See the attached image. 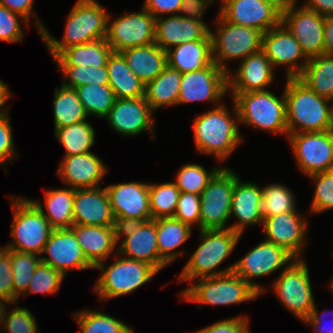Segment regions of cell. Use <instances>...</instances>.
Masks as SVG:
<instances>
[{"mask_svg":"<svg viewBox=\"0 0 333 333\" xmlns=\"http://www.w3.org/2000/svg\"><path fill=\"white\" fill-rule=\"evenodd\" d=\"M109 14L96 0H78L72 8L65 25L63 40H56L37 18V31L53 57L65 49L97 38H106Z\"/></svg>","mask_w":333,"mask_h":333,"instance_id":"1","label":"cell"},{"mask_svg":"<svg viewBox=\"0 0 333 333\" xmlns=\"http://www.w3.org/2000/svg\"><path fill=\"white\" fill-rule=\"evenodd\" d=\"M286 82L288 134L331 130L332 100L319 96L298 77H287Z\"/></svg>","mask_w":333,"mask_h":333,"instance_id":"2","label":"cell"},{"mask_svg":"<svg viewBox=\"0 0 333 333\" xmlns=\"http://www.w3.org/2000/svg\"><path fill=\"white\" fill-rule=\"evenodd\" d=\"M201 244L191 255L178 277V281H193L204 277H214L233 272L235 263L222 271L215 268L233 252L241 237L232 229L200 230ZM215 270V271H214Z\"/></svg>","mask_w":333,"mask_h":333,"instance_id":"3","label":"cell"},{"mask_svg":"<svg viewBox=\"0 0 333 333\" xmlns=\"http://www.w3.org/2000/svg\"><path fill=\"white\" fill-rule=\"evenodd\" d=\"M194 140L201 153L224 161L242 142L237 123L224 104L193 120Z\"/></svg>","mask_w":333,"mask_h":333,"instance_id":"4","label":"cell"},{"mask_svg":"<svg viewBox=\"0 0 333 333\" xmlns=\"http://www.w3.org/2000/svg\"><path fill=\"white\" fill-rule=\"evenodd\" d=\"M232 95L236 122L288 136L285 95L280 99L268 90Z\"/></svg>","mask_w":333,"mask_h":333,"instance_id":"5","label":"cell"},{"mask_svg":"<svg viewBox=\"0 0 333 333\" xmlns=\"http://www.w3.org/2000/svg\"><path fill=\"white\" fill-rule=\"evenodd\" d=\"M11 203L14 214L11 236L14 241L5 248L41 256L53 231L52 226L31 200L20 196L12 199Z\"/></svg>","mask_w":333,"mask_h":333,"instance_id":"6","label":"cell"},{"mask_svg":"<svg viewBox=\"0 0 333 333\" xmlns=\"http://www.w3.org/2000/svg\"><path fill=\"white\" fill-rule=\"evenodd\" d=\"M119 256L116 252L118 258L108 268L104 269V261L94 267L103 272L94 287L101 300L133 293L159 272L147 262Z\"/></svg>","mask_w":333,"mask_h":333,"instance_id":"7","label":"cell"},{"mask_svg":"<svg viewBox=\"0 0 333 333\" xmlns=\"http://www.w3.org/2000/svg\"><path fill=\"white\" fill-rule=\"evenodd\" d=\"M197 281L180 293L184 301L201 305H233L256 299L260 295L234 272Z\"/></svg>","mask_w":333,"mask_h":333,"instance_id":"8","label":"cell"},{"mask_svg":"<svg viewBox=\"0 0 333 333\" xmlns=\"http://www.w3.org/2000/svg\"><path fill=\"white\" fill-rule=\"evenodd\" d=\"M218 23L217 34L210 31L212 39L213 62L224 72L229 73L225 62L241 58L262 50L264 32L255 28L233 24L220 13L215 20ZM224 63V64H223Z\"/></svg>","mask_w":333,"mask_h":333,"instance_id":"9","label":"cell"},{"mask_svg":"<svg viewBox=\"0 0 333 333\" xmlns=\"http://www.w3.org/2000/svg\"><path fill=\"white\" fill-rule=\"evenodd\" d=\"M229 168H221L200 194V230L228 229L235 179Z\"/></svg>","mask_w":333,"mask_h":333,"instance_id":"10","label":"cell"},{"mask_svg":"<svg viewBox=\"0 0 333 333\" xmlns=\"http://www.w3.org/2000/svg\"><path fill=\"white\" fill-rule=\"evenodd\" d=\"M281 303L298 318L308 317L315 302L307 264L303 259H294L273 284Z\"/></svg>","mask_w":333,"mask_h":333,"instance_id":"11","label":"cell"},{"mask_svg":"<svg viewBox=\"0 0 333 333\" xmlns=\"http://www.w3.org/2000/svg\"><path fill=\"white\" fill-rule=\"evenodd\" d=\"M288 139L303 173L333 170V131L288 134Z\"/></svg>","mask_w":333,"mask_h":333,"instance_id":"12","label":"cell"},{"mask_svg":"<svg viewBox=\"0 0 333 333\" xmlns=\"http://www.w3.org/2000/svg\"><path fill=\"white\" fill-rule=\"evenodd\" d=\"M105 188L118 227L152 220L148 183L129 182Z\"/></svg>","mask_w":333,"mask_h":333,"instance_id":"13","label":"cell"},{"mask_svg":"<svg viewBox=\"0 0 333 333\" xmlns=\"http://www.w3.org/2000/svg\"><path fill=\"white\" fill-rule=\"evenodd\" d=\"M156 18L144 8L107 25L106 42L114 52L155 43Z\"/></svg>","mask_w":333,"mask_h":333,"instance_id":"14","label":"cell"},{"mask_svg":"<svg viewBox=\"0 0 333 333\" xmlns=\"http://www.w3.org/2000/svg\"><path fill=\"white\" fill-rule=\"evenodd\" d=\"M294 259L282 247L264 240L235 263L233 272L262 294L264 287L251 279L272 274L283 266L285 269Z\"/></svg>","mask_w":333,"mask_h":333,"instance_id":"15","label":"cell"},{"mask_svg":"<svg viewBox=\"0 0 333 333\" xmlns=\"http://www.w3.org/2000/svg\"><path fill=\"white\" fill-rule=\"evenodd\" d=\"M296 8L293 6L283 13L281 23L295 37L308 59L324 55L325 16L305 6Z\"/></svg>","mask_w":333,"mask_h":333,"instance_id":"16","label":"cell"},{"mask_svg":"<svg viewBox=\"0 0 333 333\" xmlns=\"http://www.w3.org/2000/svg\"><path fill=\"white\" fill-rule=\"evenodd\" d=\"M124 235L118 253L149 263L158 271L168 264L159 256L155 219L118 227V240Z\"/></svg>","mask_w":333,"mask_h":333,"instance_id":"17","label":"cell"},{"mask_svg":"<svg viewBox=\"0 0 333 333\" xmlns=\"http://www.w3.org/2000/svg\"><path fill=\"white\" fill-rule=\"evenodd\" d=\"M227 76L228 73L214 62L201 70L183 73L177 104L194 101L219 103L228 92Z\"/></svg>","mask_w":333,"mask_h":333,"instance_id":"18","label":"cell"},{"mask_svg":"<svg viewBox=\"0 0 333 333\" xmlns=\"http://www.w3.org/2000/svg\"><path fill=\"white\" fill-rule=\"evenodd\" d=\"M227 21L262 32L281 24L282 14L265 0H222L219 12Z\"/></svg>","mask_w":333,"mask_h":333,"instance_id":"19","label":"cell"},{"mask_svg":"<svg viewBox=\"0 0 333 333\" xmlns=\"http://www.w3.org/2000/svg\"><path fill=\"white\" fill-rule=\"evenodd\" d=\"M40 257L41 262L59 270L64 275L68 270L94 269L86 259L72 229H53Z\"/></svg>","mask_w":333,"mask_h":333,"instance_id":"20","label":"cell"},{"mask_svg":"<svg viewBox=\"0 0 333 333\" xmlns=\"http://www.w3.org/2000/svg\"><path fill=\"white\" fill-rule=\"evenodd\" d=\"M262 51L274 67L287 65L286 77H298L306 67L308 58L295 37L281 23L263 34ZM303 63L298 65V60Z\"/></svg>","mask_w":333,"mask_h":333,"instance_id":"21","label":"cell"},{"mask_svg":"<svg viewBox=\"0 0 333 333\" xmlns=\"http://www.w3.org/2000/svg\"><path fill=\"white\" fill-rule=\"evenodd\" d=\"M266 241L282 247L295 259H301L305 243L306 221L297 211L280 213L263 219Z\"/></svg>","mask_w":333,"mask_h":333,"instance_id":"22","label":"cell"},{"mask_svg":"<svg viewBox=\"0 0 333 333\" xmlns=\"http://www.w3.org/2000/svg\"><path fill=\"white\" fill-rule=\"evenodd\" d=\"M152 109L145 97L116 99L106 119L117 133L135 136L149 129L153 133Z\"/></svg>","mask_w":333,"mask_h":333,"instance_id":"23","label":"cell"},{"mask_svg":"<svg viewBox=\"0 0 333 333\" xmlns=\"http://www.w3.org/2000/svg\"><path fill=\"white\" fill-rule=\"evenodd\" d=\"M73 222L79 225L117 226L106 188L75 189Z\"/></svg>","mask_w":333,"mask_h":333,"instance_id":"24","label":"cell"},{"mask_svg":"<svg viewBox=\"0 0 333 333\" xmlns=\"http://www.w3.org/2000/svg\"><path fill=\"white\" fill-rule=\"evenodd\" d=\"M155 43L165 51L171 46L199 40H212L211 29L203 21L170 15L156 18Z\"/></svg>","mask_w":333,"mask_h":333,"instance_id":"25","label":"cell"},{"mask_svg":"<svg viewBox=\"0 0 333 333\" xmlns=\"http://www.w3.org/2000/svg\"><path fill=\"white\" fill-rule=\"evenodd\" d=\"M271 62L261 50L242 60L235 76L228 73V91L241 94L253 91H264L274 78Z\"/></svg>","mask_w":333,"mask_h":333,"instance_id":"26","label":"cell"},{"mask_svg":"<svg viewBox=\"0 0 333 333\" xmlns=\"http://www.w3.org/2000/svg\"><path fill=\"white\" fill-rule=\"evenodd\" d=\"M58 176L74 189L97 188L107 172L101 159L92 152L64 156L57 170Z\"/></svg>","mask_w":333,"mask_h":333,"instance_id":"27","label":"cell"},{"mask_svg":"<svg viewBox=\"0 0 333 333\" xmlns=\"http://www.w3.org/2000/svg\"><path fill=\"white\" fill-rule=\"evenodd\" d=\"M261 199V187L251 182L241 183L238 176L234 182L230 212L238 222L228 227L242 234L246 226L263 224Z\"/></svg>","mask_w":333,"mask_h":333,"instance_id":"28","label":"cell"},{"mask_svg":"<svg viewBox=\"0 0 333 333\" xmlns=\"http://www.w3.org/2000/svg\"><path fill=\"white\" fill-rule=\"evenodd\" d=\"M76 239L86 259L95 267L111 255L118 243V226L73 224Z\"/></svg>","mask_w":333,"mask_h":333,"instance_id":"29","label":"cell"},{"mask_svg":"<svg viewBox=\"0 0 333 333\" xmlns=\"http://www.w3.org/2000/svg\"><path fill=\"white\" fill-rule=\"evenodd\" d=\"M129 69L146 86L167 66V54L156 43L132 47L120 52Z\"/></svg>","mask_w":333,"mask_h":333,"instance_id":"30","label":"cell"},{"mask_svg":"<svg viewBox=\"0 0 333 333\" xmlns=\"http://www.w3.org/2000/svg\"><path fill=\"white\" fill-rule=\"evenodd\" d=\"M167 66L181 74L201 70L213 62L212 40H199L166 50Z\"/></svg>","mask_w":333,"mask_h":333,"instance_id":"31","label":"cell"},{"mask_svg":"<svg viewBox=\"0 0 333 333\" xmlns=\"http://www.w3.org/2000/svg\"><path fill=\"white\" fill-rule=\"evenodd\" d=\"M107 69L109 86L116 99H134L145 97V85L129 69L126 60L120 52H112Z\"/></svg>","mask_w":333,"mask_h":333,"instance_id":"32","label":"cell"},{"mask_svg":"<svg viewBox=\"0 0 333 333\" xmlns=\"http://www.w3.org/2000/svg\"><path fill=\"white\" fill-rule=\"evenodd\" d=\"M155 223L159 256L169 264L184 255L183 252L174 250L190 237L192 227L174 217H161L155 219Z\"/></svg>","mask_w":333,"mask_h":333,"instance_id":"33","label":"cell"},{"mask_svg":"<svg viewBox=\"0 0 333 333\" xmlns=\"http://www.w3.org/2000/svg\"><path fill=\"white\" fill-rule=\"evenodd\" d=\"M113 52L106 38H97L88 43L79 44L65 49L54 57L58 65L73 66H107V61Z\"/></svg>","mask_w":333,"mask_h":333,"instance_id":"34","label":"cell"},{"mask_svg":"<svg viewBox=\"0 0 333 333\" xmlns=\"http://www.w3.org/2000/svg\"><path fill=\"white\" fill-rule=\"evenodd\" d=\"M75 189L63 188L45 192L46 209L44 213L42 204L31 200L42 212L53 229H71L73 222V204Z\"/></svg>","mask_w":333,"mask_h":333,"instance_id":"35","label":"cell"},{"mask_svg":"<svg viewBox=\"0 0 333 333\" xmlns=\"http://www.w3.org/2000/svg\"><path fill=\"white\" fill-rule=\"evenodd\" d=\"M182 74L166 68L145 86V98L152 111L162 106L177 105Z\"/></svg>","mask_w":333,"mask_h":333,"instance_id":"36","label":"cell"},{"mask_svg":"<svg viewBox=\"0 0 333 333\" xmlns=\"http://www.w3.org/2000/svg\"><path fill=\"white\" fill-rule=\"evenodd\" d=\"M298 78L319 96L333 100V56L309 58Z\"/></svg>","mask_w":333,"mask_h":333,"instance_id":"37","label":"cell"},{"mask_svg":"<svg viewBox=\"0 0 333 333\" xmlns=\"http://www.w3.org/2000/svg\"><path fill=\"white\" fill-rule=\"evenodd\" d=\"M53 103L55 130L84 121L88 114L75 89L61 86L55 89Z\"/></svg>","mask_w":333,"mask_h":333,"instance_id":"38","label":"cell"},{"mask_svg":"<svg viewBox=\"0 0 333 333\" xmlns=\"http://www.w3.org/2000/svg\"><path fill=\"white\" fill-rule=\"evenodd\" d=\"M55 136L65 148V156L90 152L95 142V130L86 120L56 129Z\"/></svg>","mask_w":333,"mask_h":333,"instance_id":"39","label":"cell"},{"mask_svg":"<svg viewBox=\"0 0 333 333\" xmlns=\"http://www.w3.org/2000/svg\"><path fill=\"white\" fill-rule=\"evenodd\" d=\"M80 102L88 115L106 117L116 97L109 85L86 84L75 88Z\"/></svg>","mask_w":333,"mask_h":333,"instance_id":"40","label":"cell"},{"mask_svg":"<svg viewBox=\"0 0 333 333\" xmlns=\"http://www.w3.org/2000/svg\"><path fill=\"white\" fill-rule=\"evenodd\" d=\"M181 191L173 182L163 184H150V210L152 219L161 217H173L180 197Z\"/></svg>","mask_w":333,"mask_h":333,"instance_id":"41","label":"cell"},{"mask_svg":"<svg viewBox=\"0 0 333 333\" xmlns=\"http://www.w3.org/2000/svg\"><path fill=\"white\" fill-rule=\"evenodd\" d=\"M261 190L263 219L280 213L297 211L293 193L285 185L271 184L261 188Z\"/></svg>","mask_w":333,"mask_h":333,"instance_id":"42","label":"cell"},{"mask_svg":"<svg viewBox=\"0 0 333 333\" xmlns=\"http://www.w3.org/2000/svg\"><path fill=\"white\" fill-rule=\"evenodd\" d=\"M80 326L81 333H131L132 329L122 321L102 312L88 311V309L74 315Z\"/></svg>","mask_w":333,"mask_h":333,"instance_id":"43","label":"cell"},{"mask_svg":"<svg viewBox=\"0 0 333 333\" xmlns=\"http://www.w3.org/2000/svg\"><path fill=\"white\" fill-rule=\"evenodd\" d=\"M35 253L11 250V267L13 273L14 304L18 297L28 289L36 267L41 262Z\"/></svg>","mask_w":333,"mask_h":333,"instance_id":"44","label":"cell"},{"mask_svg":"<svg viewBox=\"0 0 333 333\" xmlns=\"http://www.w3.org/2000/svg\"><path fill=\"white\" fill-rule=\"evenodd\" d=\"M66 80L62 85L68 88H77L86 84L109 85L107 66H73L58 65Z\"/></svg>","mask_w":333,"mask_h":333,"instance_id":"45","label":"cell"},{"mask_svg":"<svg viewBox=\"0 0 333 333\" xmlns=\"http://www.w3.org/2000/svg\"><path fill=\"white\" fill-rule=\"evenodd\" d=\"M221 168L207 172L201 165L186 164L177 173L176 187L181 192L200 195Z\"/></svg>","mask_w":333,"mask_h":333,"instance_id":"46","label":"cell"},{"mask_svg":"<svg viewBox=\"0 0 333 333\" xmlns=\"http://www.w3.org/2000/svg\"><path fill=\"white\" fill-rule=\"evenodd\" d=\"M65 275L59 270L42 262L36 267L27 291L24 293H57Z\"/></svg>","mask_w":333,"mask_h":333,"instance_id":"47","label":"cell"},{"mask_svg":"<svg viewBox=\"0 0 333 333\" xmlns=\"http://www.w3.org/2000/svg\"><path fill=\"white\" fill-rule=\"evenodd\" d=\"M309 177L316 181L310 212L333 210V170L315 173Z\"/></svg>","mask_w":333,"mask_h":333,"instance_id":"48","label":"cell"},{"mask_svg":"<svg viewBox=\"0 0 333 333\" xmlns=\"http://www.w3.org/2000/svg\"><path fill=\"white\" fill-rule=\"evenodd\" d=\"M200 195L181 192L174 218L189 225L198 224L200 230Z\"/></svg>","mask_w":333,"mask_h":333,"instance_id":"49","label":"cell"},{"mask_svg":"<svg viewBox=\"0 0 333 333\" xmlns=\"http://www.w3.org/2000/svg\"><path fill=\"white\" fill-rule=\"evenodd\" d=\"M3 329L8 333H37L36 318L28 309L14 307L6 315Z\"/></svg>","mask_w":333,"mask_h":333,"instance_id":"50","label":"cell"},{"mask_svg":"<svg viewBox=\"0 0 333 333\" xmlns=\"http://www.w3.org/2000/svg\"><path fill=\"white\" fill-rule=\"evenodd\" d=\"M21 18L29 25L22 16L0 5V41L18 42L22 40L23 33L19 22Z\"/></svg>","mask_w":333,"mask_h":333,"instance_id":"51","label":"cell"},{"mask_svg":"<svg viewBox=\"0 0 333 333\" xmlns=\"http://www.w3.org/2000/svg\"><path fill=\"white\" fill-rule=\"evenodd\" d=\"M0 298L14 302L11 250L0 247Z\"/></svg>","mask_w":333,"mask_h":333,"instance_id":"52","label":"cell"},{"mask_svg":"<svg viewBox=\"0 0 333 333\" xmlns=\"http://www.w3.org/2000/svg\"><path fill=\"white\" fill-rule=\"evenodd\" d=\"M8 113L0 115V165L6 164L13 159L15 154L14 140Z\"/></svg>","mask_w":333,"mask_h":333,"instance_id":"53","label":"cell"},{"mask_svg":"<svg viewBox=\"0 0 333 333\" xmlns=\"http://www.w3.org/2000/svg\"><path fill=\"white\" fill-rule=\"evenodd\" d=\"M248 318L244 316L234 317L218 321L194 333H250Z\"/></svg>","mask_w":333,"mask_h":333,"instance_id":"54","label":"cell"},{"mask_svg":"<svg viewBox=\"0 0 333 333\" xmlns=\"http://www.w3.org/2000/svg\"><path fill=\"white\" fill-rule=\"evenodd\" d=\"M183 0H146L143 8L155 18L161 17L163 13L178 15ZM178 12V13H177Z\"/></svg>","mask_w":333,"mask_h":333,"instance_id":"55","label":"cell"},{"mask_svg":"<svg viewBox=\"0 0 333 333\" xmlns=\"http://www.w3.org/2000/svg\"><path fill=\"white\" fill-rule=\"evenodd\" d=\"M211 1L213 0H183L178 15L184 18L202 21L201 17Z\"/></svg>","mask_w":333,"mask_h":333,"instance_id":"56","label":"cell"},{"mask_svg":"<svg viewBox=\"0 0 333 333\" xmlns=\"http://www.w3.org/2000/svg\"><path fill=\"white\" fill-rule=\"evenodd\" d=\"M34 0H0V5L7 7L11 12L22 16L27 22L31 16Z\"/></svg>","mask_w":333,"mask_h":333,"instance_id":"57","label":"cell"},{"mask_svg":"<svg viewBox=\"0 0 333 333\" xmlns=\"http://www.w3.org/2000/svg\"><path fill=\"white\" fill-rule=\"evenodd\" d=\"M304 6L322 16L333 15V0H306Z\"/></svg>","mask_w":333,"mask_h":333,"instance_id":"58","label":"cell"},{"mask_svg":"<svg viewBox=\"0 0 333 333\" xmlns=\"http://www.w3.org/2000/svg\"><path fill=\"white\" fill-rule=\"evenodd\" d=\"M319 315L320 314H318L317 312L316 305H314L311 314L303 321L307 324L312 325L314 327L315 333H333V325L330 326L331 328L329 326L324 328L321 326V321H323L322 317H324V313L321 314L322 317Z\"/></svg>","mask_w":333,"mask_h":333,"instance_id":"59","label":"cell"},{"mask_svg":"<svg viewBox=\"0 0 333 333\" xmlns=\"http://www.w3.org/2000/svg\"><path fill=\"white\" fill-rule=\"evenodd\" d=\"M324 45L325 55L333 56V15L325 16Z\"/></svg>","mask_w":333,"mask_h":333,"instance_id":"60","label":"cell"},{"mask_svg":"<svg viewBox=\"0 0 333 333\" xmlns=\"http://www.w3.org/2000/svg\"><path fill=\"white\" fill-rule=\"evenodd\" d=\"M270 3L281 14L289 11L293 6H296V0H265Z\"/></svg>","mask_w":333,"mask_h":333,"instance_id":"61","label":"cell"},{"mask_svg":"<svg viewBox=\"0 0 333 333\" xmlns=\"http://www.w3.org/2000/svg\"><path fill=\"white\" fill-rule=\"evenodd\" d=\"M11 93L9 92L6 84L0 80V108L3 107L5 102L10 98ZM8 113V110L2 109L0 110V115Z\"/></svg>","mask_w":333,"mask_h":333,"instance_id":"62","label":"cell"},{"mask_svg":"<svg viewBox=\"0 0 333 333\" xmlns=\"http://www.w3.org/2000/svg\"><path fill=\"white\" fill-rule=\"evenodd\" d=\"M6 302L14 304V302H12L11 300L0 298V326H2V329L4 327V321H5L6 315H7V312L5 311V307H7Z\"/></svg>","mask_w":333,"mask_h":333,"instance_id":"63","label":"cell"},{"mask_svg":"<svg viewBox=\"0 0 333 333\" xmlns=\"http://www.w3.org/2000/svg\"><path fill=\"white\" fill-rule=\"evenodd\" d=\"M331 102V131H333V100Z\"/></svg>","mask_w":333,"mask_h":333,"instance_id":"64","label":"cell"},{"mask_svg":"<svg viewBox=\"0 0 333 333\" xmlns=\"http://www.w3.org/2000/svg\"><path fill=\"white\" fill-rule=\"evenodd\" d=\"M330 287H331V290L333 291V279L330 282Z\"/></svg>","mask_w":333,"mask_h":333,"instance_id":"65","label":"cell"}]
</instances>
